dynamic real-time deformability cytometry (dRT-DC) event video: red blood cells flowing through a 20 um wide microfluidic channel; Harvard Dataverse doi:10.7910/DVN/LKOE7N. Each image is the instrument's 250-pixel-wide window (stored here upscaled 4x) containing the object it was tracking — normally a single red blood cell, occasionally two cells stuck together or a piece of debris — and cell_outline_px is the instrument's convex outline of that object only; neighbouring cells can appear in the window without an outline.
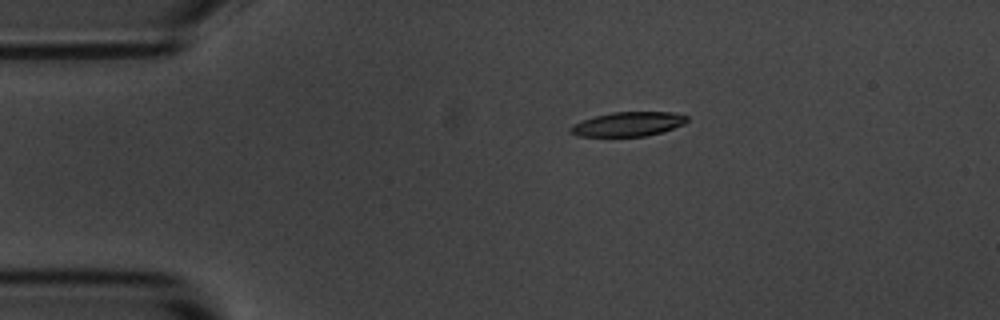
{"species": "common noctule bat (a hibernating species)", "species_latin": "Nyctalus noctula", "temperature_condition": "room temperature", "stored_images_in_passage": 6, "camera_frame_rate_fps": 3000, "um_per_image_px": 0.085, "animal": {"sex": "male", "body_mass_g": 20.1, "forearm_length_mm": 53.5}, "frame": {"image": 1, "passage_image": 1, "time_ms": 0.0, "image_size_px": [1000, 320], "cell_outline_px": [[688, 120], [684, 124], [660, 132], [644, 136], [580, 136], [572, 132], [568, 128], [572, 124], [596, 116], [612, 112], [672, 112], [688, 116]], "centroid_in_image_um": [53.4, 10.54], "position_along_channel_um": 31.6, "area_um2": 16.24}}
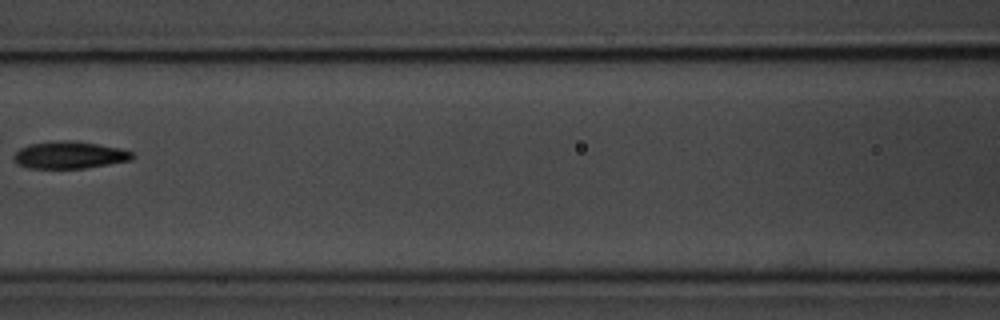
{"frame": {"image": 2, "passage_image": 5, "time_ms": 4.667, "image_size_px": [1000, 320], "cell_outline_px": [[136, 156], [132, 160], [84, 168], [28, 168], [16, 164], [12, 160], [12, 156], [20, 148], [32, 144], [60, 140], [76, 140], [120, 148], [132, 152]], "centroid_in_image_um": [5.9, 13.17], "position_along_channel_um": 160.7, "area_um2": 18.9}}
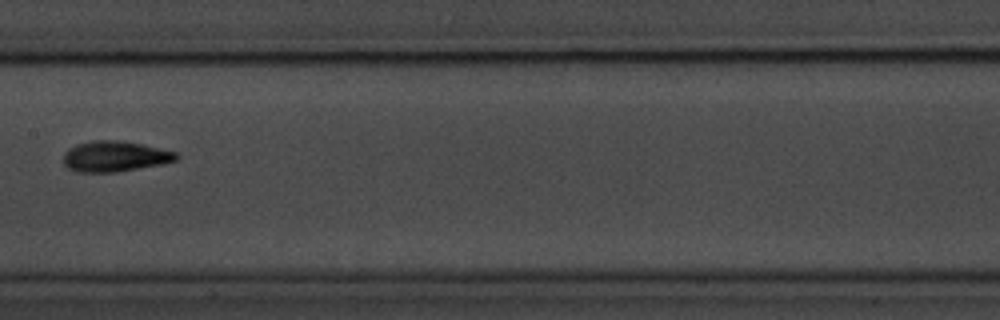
{"frame": {"image": 3, "passage_image": 6, "time_ms": 5.667, "image_size_px": [1000, 320], "cell_outline_px": [[180, 156], [176, 160], [164, 164], [116, 172], [76, 172], [68, 168], [64, 164], [64, 152], [68, 148], [76, 144], [92, 140], [120, 140], [140, 144], [176, 152]], "centroid_in_image_um": [9.74, 13.29], "position_along_channel_um": 197.7, "area_um2": 20.23}}